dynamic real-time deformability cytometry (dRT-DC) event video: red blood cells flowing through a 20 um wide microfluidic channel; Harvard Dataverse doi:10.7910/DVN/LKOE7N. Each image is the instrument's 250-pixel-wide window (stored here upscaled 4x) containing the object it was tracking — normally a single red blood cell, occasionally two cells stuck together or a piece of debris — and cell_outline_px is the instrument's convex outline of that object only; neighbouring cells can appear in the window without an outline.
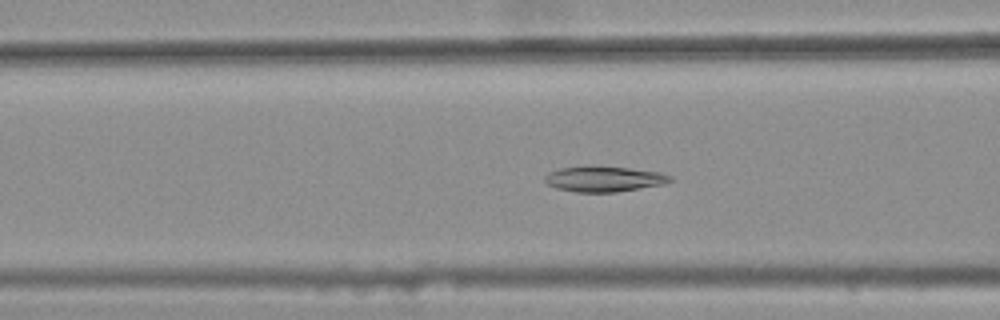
{"species": "common noctule bat (a hibernating species)", "species_latin": "Nyctalus noctula", "temperature_condition": "warm", "stored_images_in_passage": 46, "camera_frame_rate_fps": 3000, "um_per_image_px": 0.085, "animal": {"sex": "female", "body_mass_g": 25.1}, "frame": {"image": 1, "passage_image": 21, "time_ms": 6.667, "image_size_px": [1000, 320], "cell_outline_px": [[672, 180], [664, 184], [616, 192], [576, 192], [556, 188], [548, 184], [544, 180], [544, 176], [548, 172], [560, 168], [628, 168], [660, 172], [672, 176]], "centroid_in_image_um": [51.35, 15.24], "position_along_channel_um": 115.2, "area_um2": 17.98}}
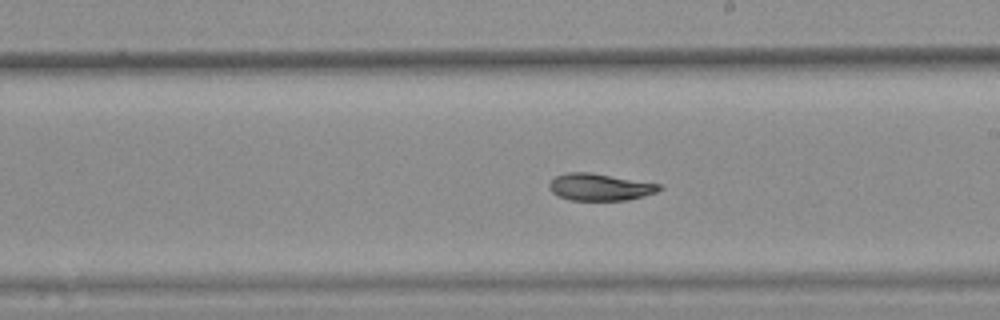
{"frame": {"image": 2, "passage_image": 31, "time_ms": 10.0, "image_size_px": [1000, 320], "cell_outline_px": [[664, 188], [656, 192], [644, 196], [628, 200], [568, 200], [552, 192], [548, 188], [548, 184], [556, 176], [568, 172], [588, 172], [660, 184]], "centroid_in_image_um": [50.98, 15.9], "position_along_channel_um": 238.0, "area_um2": 17.22}}
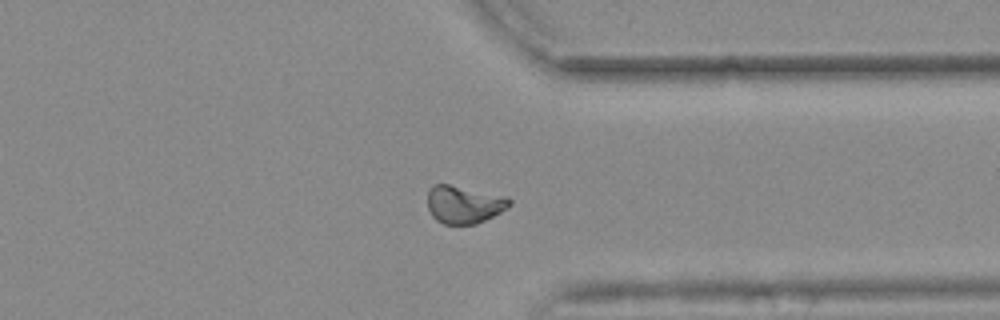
{"frame": {"image": 3, "passage_image": 42, "time_ms": 13.667, "image_size_px": [1000, 320], "cell_outline_px": [[512, 204], [500, 212], [476, 224], [444, 224], [436, 220], [432, 216], [428, 208], [428, 188], [432, 184], [448, 184], [508, 196], [512, 200]], "centroid_in_image_um": [39.43, 17.36], "position_along_channel_um": 372.0, "area_um2": 18.15}, "authors_computed_cell_mechanics": {"area_um2": 18.4093, "velocity_mm_per_s": 3.6939, "shape_relaxation_time_tau1_ms": null, "shape_relaxation_time_tau2_ms": 6.9863, "deformation_change_tau1": null, "deformation_change_tau2": 0.0857}}